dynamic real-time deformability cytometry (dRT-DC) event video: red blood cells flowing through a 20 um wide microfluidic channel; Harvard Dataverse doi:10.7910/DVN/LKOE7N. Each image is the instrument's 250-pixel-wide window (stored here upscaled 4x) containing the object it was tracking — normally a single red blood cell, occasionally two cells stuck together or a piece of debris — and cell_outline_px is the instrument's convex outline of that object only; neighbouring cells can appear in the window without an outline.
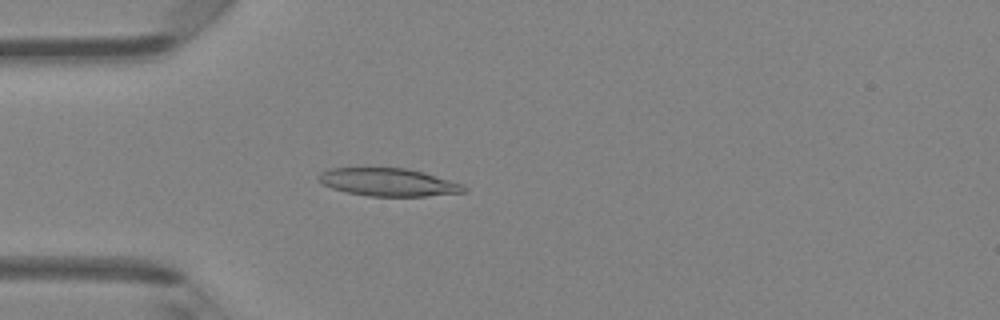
{"species": "Egyptian fruit bat (a non-hibernating species)", "species_latin": "Rousettus aegyptiacus", "temperature_condition": "room temperature", "stored_images_in_passage": 46, "camera_frame_rate_fps": 3000, "um_per_image_px": 0.085, "animal": {"sex": "female"}, "frame": {"image": 1, "passage_image": 12, "time_ms": 3.667, "image_size_px": [1000, 320], "cell_outline_px": [[468, 192], [424, 196], [368, 196], [348, 192], [332, 188], [324, 184], [320, 180], [320, 172], [332, 168], [404, 168], [424, 172], [464, 184], [468, 188]], "centroid_in_image_um": [33.1, 15.49], "position_along_channel_um": 51.9, "area_um2": 23.47}}
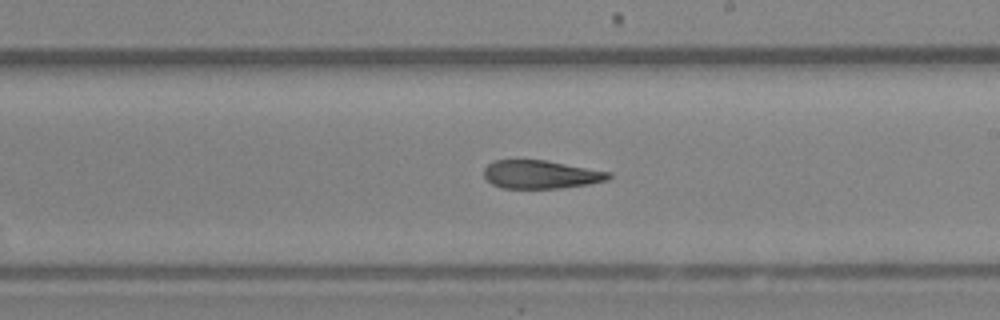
{"frame": {"image": 2, "passage_image": 26, "time_ms": 8.333, "image_size_px": [1000, 320], "cell_outline_px": [[612, 176], [608, 180], [588, 184], [560, 188], [500, 188], [492, 184], [484, 176], [484, 168], [488, 164], [496, 160], [544, 160], [612, 172]], "centroid_in_image_um": [45.98, 14.83], "position_along_channel_um": 243.0, "area_um2": 20.52}}
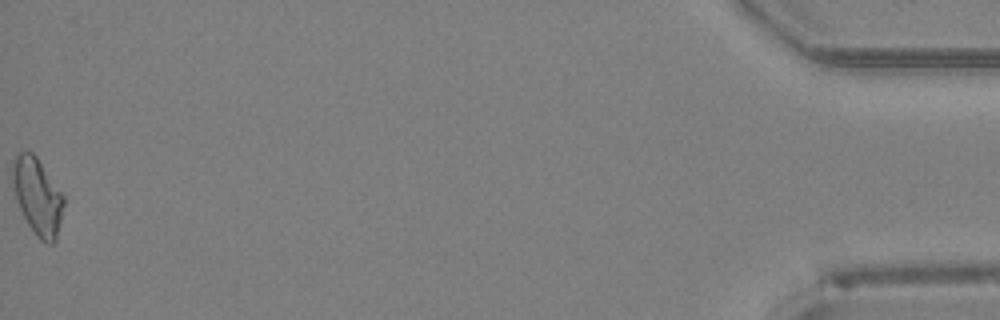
{"frame": {"image": 3, "passage_image": 46, "time_ms": 15.0, "image_size_px": [1000, 320], "cell_outline_px": [[64, 204], [56, 240], [52, 244], [44, 244], [36, 236], [28, 224], [16, 200], [12, 184], [12, 160], [20, 152], [32, 152], [36, 156], [64, 196]], "centroid_in_image_um": [3.18, 16.71], "position_along_channel_um": 432.0, "area_um2": 22.77}, "authors_computed_cell_mechanics": {"area_um2": 22.2819, "velocity_mm_per_s": 4.3099, "shape_relaxation_time_tau1_ms": null, "shape_relaxation_time_tau2_ms": 4.2065, "deformation_change_tau1": null, "deformation_change_tau2": 0.1241}}